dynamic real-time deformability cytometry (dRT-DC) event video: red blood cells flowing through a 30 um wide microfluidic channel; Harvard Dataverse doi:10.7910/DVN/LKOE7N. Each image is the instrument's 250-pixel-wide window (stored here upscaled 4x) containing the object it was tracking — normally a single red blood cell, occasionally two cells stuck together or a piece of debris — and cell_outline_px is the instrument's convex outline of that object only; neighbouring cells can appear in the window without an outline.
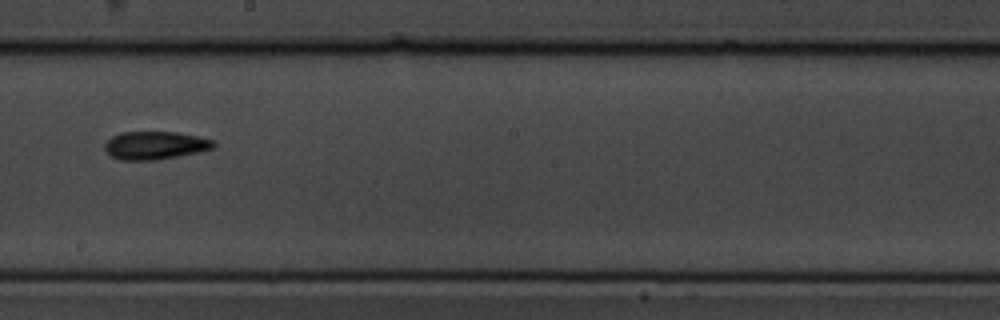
{"species": "common noctule bat (a hibernating species)", "species_latin": "Nyctalus noctula", "temperature_condition": "cold", "stored_images_in_passage": 16, "camera_frame_rate_fps": 3000, "um_per_image_px": 0.085, "animal": {"sex": "male", "body_mass_g": 19.5, "forearm_length_mm": 54.6}, "frame": {"image": 1, "passage_image": 10, "time_ms": 10.333, "image_size_px": [1000, 320], "cell_outline_px": [[216, 144], [212, 148], [200, 152], [156, 160], [120, 160], [112, 156], [104, 148], [104, 144], [112, 136], [120, 132], [176, 132], [196, 136], [212, 140]], "centroid_in_image_um": [13.17, 12.36], "position_along_channel_um": 235.0, "area_um2": 17.69}}
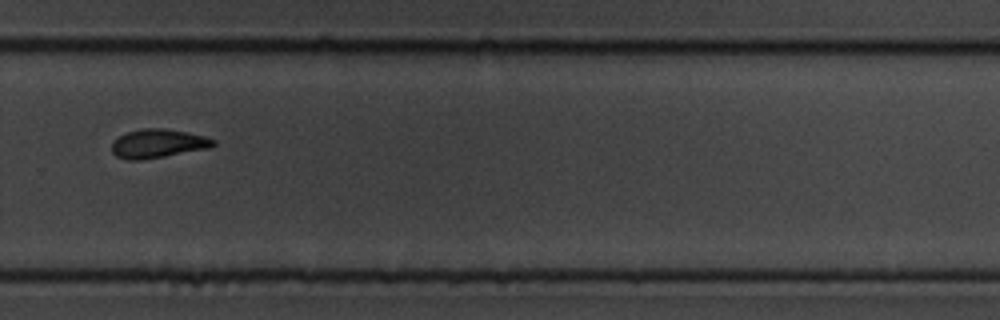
{"frame": {"image": 2, "passage_image": 12, "time_ms": 12.667, "image_size_px": [1000, 320], "cell_outline_px": [[216, 144], [212, 148], [140, 160], [128, 160], [116, 156], [112, 152], [112, 144], [120, 136], [128, 132], [144, 128], [164, 128], [188, 132], [204, 136], [216, 140]], "centroid_in_image_um": [13.48, 12.2], "position_along_channel_um": 316.3, "area_um2": 16.99}}